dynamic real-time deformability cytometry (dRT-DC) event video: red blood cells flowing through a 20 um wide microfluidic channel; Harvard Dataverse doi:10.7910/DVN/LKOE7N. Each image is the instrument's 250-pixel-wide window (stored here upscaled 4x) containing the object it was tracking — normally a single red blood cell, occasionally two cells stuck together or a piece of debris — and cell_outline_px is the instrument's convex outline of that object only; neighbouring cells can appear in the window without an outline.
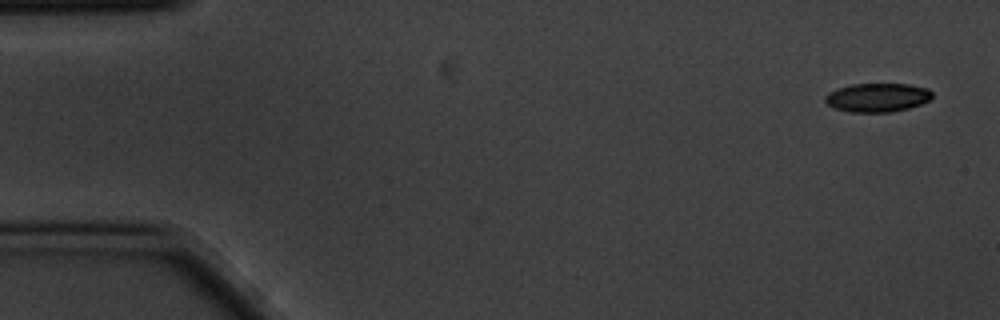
{"species": "common noctule bat (a hibernating species)", "species_latin": "Nyctalus noctula", "temperature_condition": "cold", "stored_images_in_passage": 5, "camera_frame_rate_fps": 3000, "um_per_image_px": 0.085, "animal": {"sex": "male", "body_mass_g": 20.1, "forearm_length_mm": 53.5}, "frame": {"image": 1, "passage_image": 1, "time_ms": 0.0, "image_size_px": [1000, 320], "cell_outline_px": [[932, 96], [928, 100], [920, 104], [908, 108], [892, 112], [848, 112], [836, 108], [828, 104], [824, 100], [824, 96], [828, 92], [852, 84], [908, 84], [928, 88], [932, 92]], "centroid_in_image_um": [74.57, 8.29], "position_along_channel_um": 10.4, "area_um2": 17.86}}
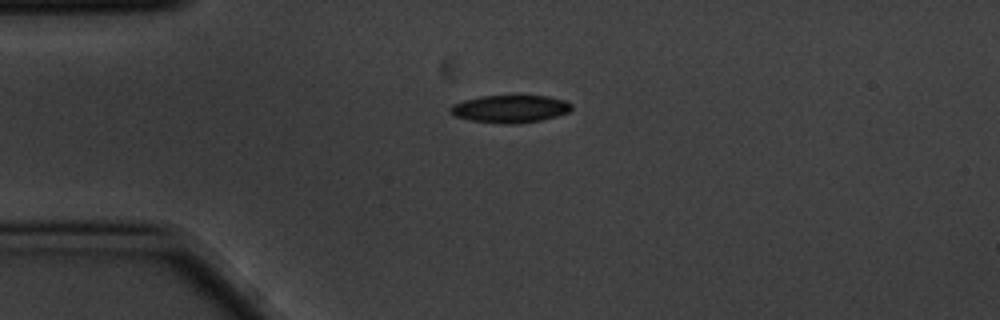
{"frame": {"image": 2, "passage_image": 4, "time_ms": 1.0, "image_size_px": [1000, 320], "cell_outline_px": [[572, 108], [568, 112], [556, 116], [540, 120], [520, 124], [504, 124], [472, 120], [456, 116], [448, 112], [448, 108], [452, 104], [464, 100], [480, 96], [548, 96], [564, 100], [572, 104]], "centroid_in_image_um": [43.34, 9.25], "position_along_channel_um": 41.7, "area_um2": 19.48}}